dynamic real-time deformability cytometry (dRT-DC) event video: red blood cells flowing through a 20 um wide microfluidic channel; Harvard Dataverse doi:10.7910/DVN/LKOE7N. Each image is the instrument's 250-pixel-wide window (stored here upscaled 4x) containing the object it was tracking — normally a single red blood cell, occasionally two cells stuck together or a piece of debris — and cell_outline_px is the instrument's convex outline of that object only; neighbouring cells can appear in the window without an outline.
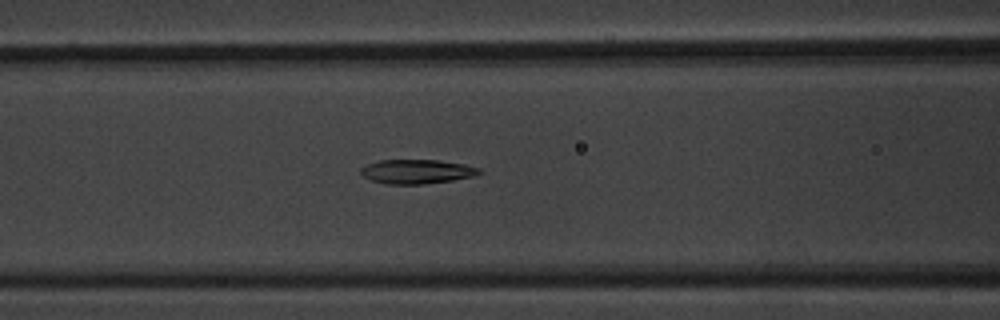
{"species": "common noctule bat (a hibernating species)", "species_latin": "Nyctalus noctula", "temperature_condition": "warm", "stored_images_in_passage": 60, "camera_frame_rate_fps": 3000, "um_per_image_px": 0.085, "animal": {"sex": "male", "body_mass_g": 20.1, "forearm_length_mm": 53.5}, "frame": {"image": 1, "passage_image": 24, "time_ms": 7.667, "image_size_px": [1000, 320], "cell_outline_px": [[484, 172], [472, 176], [452, 180], [424, 184], [388, 184], [372, 180], [364, 176], [360, 172], [360, 168], [368, 164], [380, 160], [436, 160], [464, 164], [480, 168]], "centroid_in_image_um": [35.44, 14.58], "position_along_channel_um": 131.2, "area_um2": 16.59}}
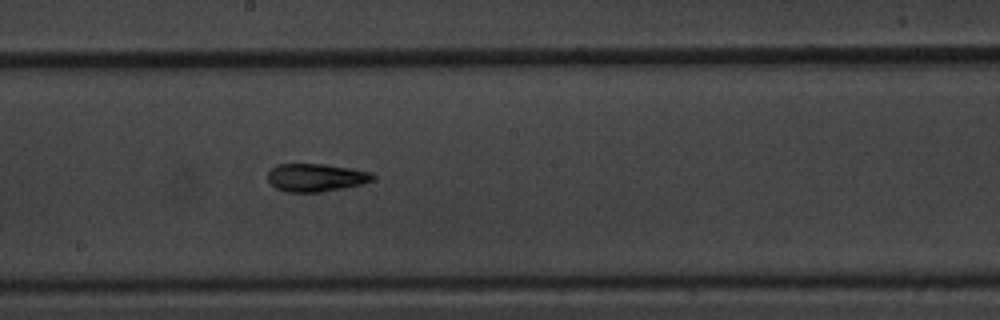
{"frame": {"image": 2, "passage_image": 32, "time_ms": 10.333, "image_size_px": [1000, 320], "cell_outline_px": [[376, 176], [372, 180], [360, 184], [344, 188], [320, 192], [288, 192], [276, 188], [268, 180], [268, 172], [276, 164], [324, 164], [352, 168], [372, 172]], "centroid_in_image_um": [26.86, 15.08], "position_along_channel_um": 221.3, "area_um2": 17.11}}
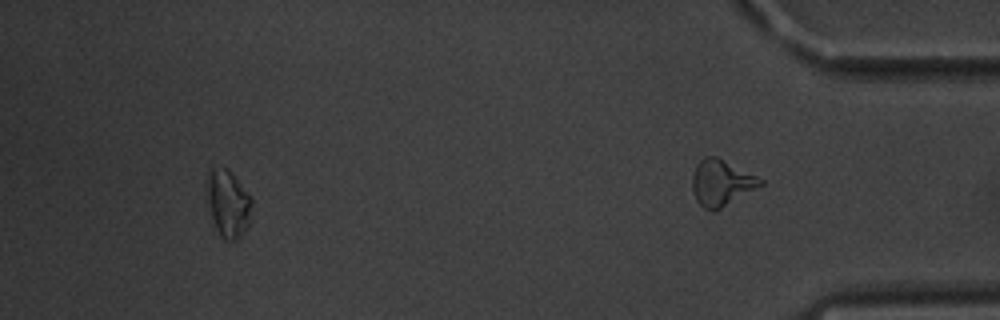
{"frame": {"image": 3, "passage_image": 55, "time_ms": 18.0, "image_size_px": [1000, 320], "cell_outline_px": [[252, 204], [248, 224], [244, 232], [236, 240], [224, 240], [220, 236], [212, 224], [204, 184], [208, 172], [212, 168], [228, 168], [232, 172], [248, 192], [252, 200]], "centroid_in_image_um": [19.34, 17.28], "position_along_channel_um": 415.9, "area_um2": 18.09}, "authors_computed_cell_mechanics": {"area_um2": 17.0799, "velocity_mm_per_s": 3.3855, "shape_relaxation_time_tau1_ms": 7.0202, "shape_relaxation_time_tau2_ms": 4.3733, "deformation_change_tau1": 0.1798, "deformation_change_tau2": 0.1202}}